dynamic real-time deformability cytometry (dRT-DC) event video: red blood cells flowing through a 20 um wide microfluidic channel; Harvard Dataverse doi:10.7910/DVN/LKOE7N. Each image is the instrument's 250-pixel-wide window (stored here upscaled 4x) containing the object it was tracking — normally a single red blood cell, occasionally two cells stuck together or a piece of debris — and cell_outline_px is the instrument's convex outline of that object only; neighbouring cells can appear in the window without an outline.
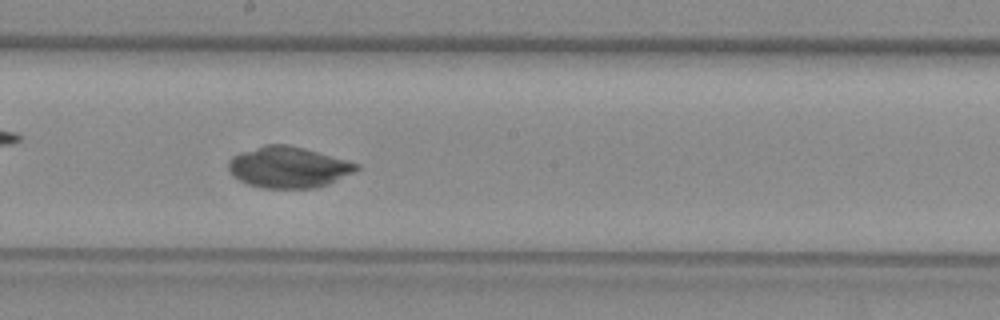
{"species": "common noctule bat (a hibernating species)", "species_latin": "Nyctalus noctula", "temperature_condition": "warm", "stored_images_in_passage": 24, "camera_frame_rate_fps": 3000, "um_per_image_px": 0.085, "animal": {"sex": "female", "body_mass_g": 29.2, "forearm_length_mm": 56.3}, "frame": {"image": 1, "passage_image": 21, "time_ms": 6.667, "image_size_px": [1000, 320], "cell_outline_px": [[360, 168], [328, 184], [316, 188], [260, 188], [248, 184], [232, 176], [228, 168], [228, 160], [232, 156], [264, 144], [288, 144], [304, 148], [360, 164]], "centroid_in_image_um": [24.48, 14.21], "position_along_channel_um": 223.7, "area_um2": 30.58}}